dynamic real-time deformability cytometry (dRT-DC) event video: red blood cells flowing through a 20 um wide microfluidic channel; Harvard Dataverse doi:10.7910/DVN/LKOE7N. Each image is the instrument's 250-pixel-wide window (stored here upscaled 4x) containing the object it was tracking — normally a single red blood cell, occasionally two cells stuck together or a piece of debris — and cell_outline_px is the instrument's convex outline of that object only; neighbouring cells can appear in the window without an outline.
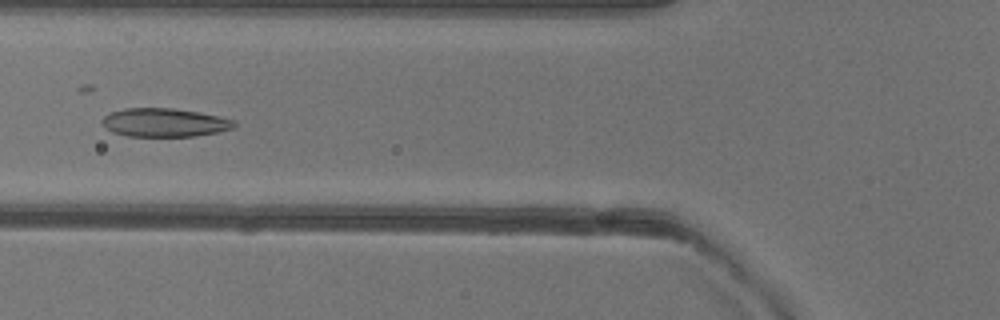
{"species": "common noctule bat (a hibernating species)", "species_latin": "Nyctalus noctula", "temperature_condition": "warm", "stored_images_in_passage": 51, "camera_frame_rate_fps": 3000, "um_per_image_px": 0.085, "animal": {"sex": "female"}, "frame": {"image": 1, "passage_image": 19, "time_ms": 6.0, "image_size_px": [1000, 320], "cell_outline_px": [[236, 124], [232, 128], [216, 132], [196, 136], [128, 136], [112, 132], [104, 128], [104, 116], [112, 112], [128, 108], [172, 108], [196, 112], [236, 120]], "centroid_in_image_um": [13.98, 10.42], "position_along_channel_um": 111.8, "area_um2": 21.62}}
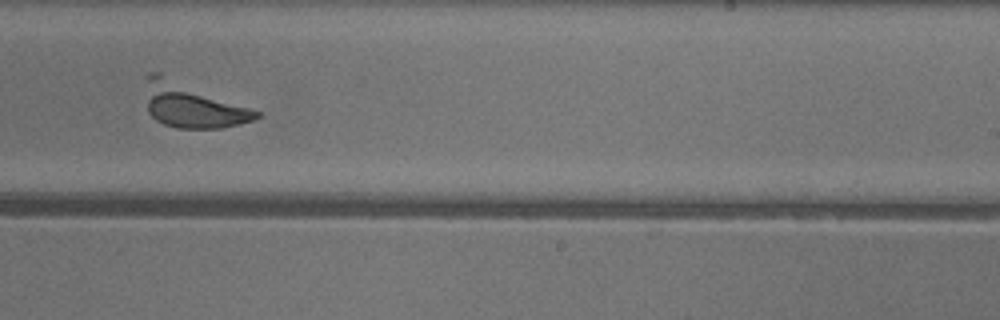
{"frame": {"image": 2, "passage_image": 31, "time_ms": 10.0, "image_size_px": [1000, 320], "cell_outline_px": [[260, 116], [252, 120], [240, 124], [220, 128], [176, 128], [164, 124], [156, 120], [148, 112], [144, 76], [148, 72], [160, 72], [260, 112]], "centroid_in_image_um": [16.27, 8.92], "position_along_channel_um": 272.7, "area_um2": 28.84}}
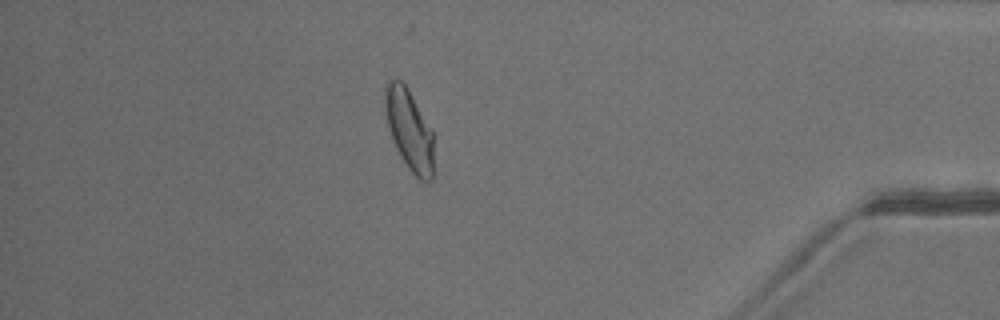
{"frame": {"image": 3, "passage_image": 44, "time_ms": 14.333, "image_size_px": [1000, 320], "cell_outline_px": [[432, 180], [420, 180], [408, 168], [396, 148], [388, 128], [384, 108], [384, 88], [388, 80], [396, 76], [408, 88], [432, 132]], "centroid_in_image_um": [34.73, 10.96], "position_along_channel_um": 400.5, "area_um2": 22.66}}